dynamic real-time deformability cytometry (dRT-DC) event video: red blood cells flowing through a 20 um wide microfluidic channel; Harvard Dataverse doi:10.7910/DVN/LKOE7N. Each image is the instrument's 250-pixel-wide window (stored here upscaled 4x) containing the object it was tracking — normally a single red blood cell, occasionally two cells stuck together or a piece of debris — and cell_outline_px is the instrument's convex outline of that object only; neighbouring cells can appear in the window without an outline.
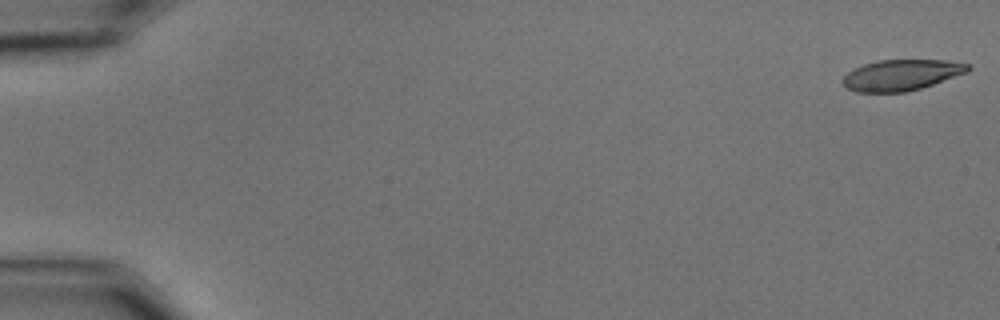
{"species": "common noctule bat (a hibernating species)", "species_latin": "Nyctalus noctula", "temperature_condition": "cold", "stored_images_in_passage": 58, "camera_frame_rate_fps": 3000, "um_per_image_px": 0.085, "animal": {"sex": "male", "body_mass_g": 15.6}, "frame": {"image": 1, "passage_image": 1, "time_ms": 0.0, "image_size_px": [1000, 320], "cell_outline_px": [[972, 68], [968, 72], [920, 88], [904, 92], [856, 92], [848, 88], [840, 80], [848, 72], [864, 64], [880, 60], [944, 60], [968, 64]], "centroid_in_image_um": [76.61, 6.37], "position_along_channel_um": 8.4, "area_um2": 22.31}}
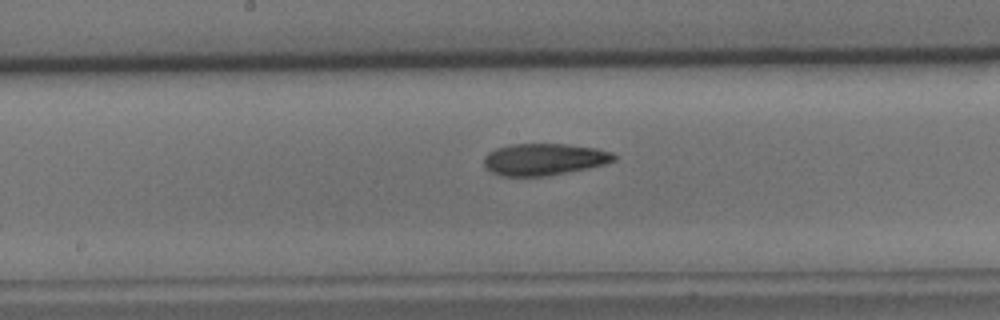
{"frame": {"image": 2, "passage_image": 31, "time_ms": 10.0, "image_size_px": [1000, 320], "cell_outline_px": [[616, 160], [604, 164], [588, 168], [544, 176], [500, 176], [484, 168], [484, 156], [488, 152], [496, 148], [512, 144], [568, 144], [596, 148], [612, 152], [616, 156]], "centroid_in_image_um": [46.22, 13.54], "position_along_channel_um": 202.0, "area_um2": 24.16}}
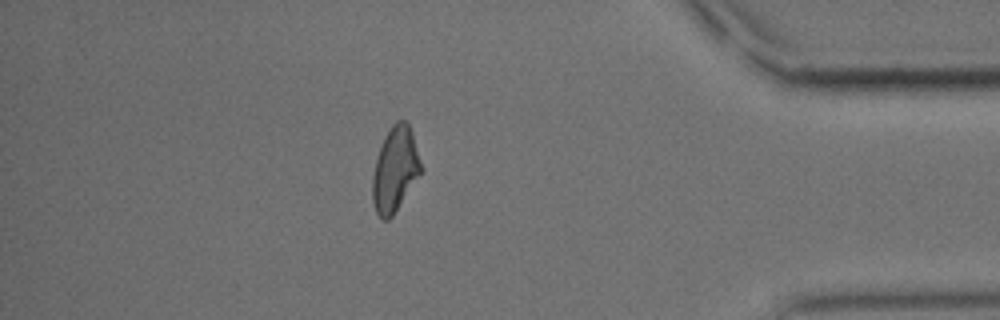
{"frame": {"image": 3, "passage_image": 51, "time_ms": 16.667, "image_size_px": [1000, 320], "cell_outline_px": [[424, 168], [392, 216], [388, 220], [384, 220], [376, 212], [372, 200], [372, 176], [376, 156], [384, 136], [392, 124], [396, 120], [404, 120], [408, 124], [412, 132]], "centroid_in_image_um": [33.58, 14.37], "position_along_channel_um": 401.6, "area_um2": 24.04}, "authors_computed_cell_mechanics": {"area_um2": 24.1604, "velocity_mm_per_s": 3.4793, "shape_relaxation_time_tau1_ms": null, "shape_relaxation_time_tau2_ms": 4.751, "deformation_change_tau1": null, "deformation_change_tau2": 0.122}}